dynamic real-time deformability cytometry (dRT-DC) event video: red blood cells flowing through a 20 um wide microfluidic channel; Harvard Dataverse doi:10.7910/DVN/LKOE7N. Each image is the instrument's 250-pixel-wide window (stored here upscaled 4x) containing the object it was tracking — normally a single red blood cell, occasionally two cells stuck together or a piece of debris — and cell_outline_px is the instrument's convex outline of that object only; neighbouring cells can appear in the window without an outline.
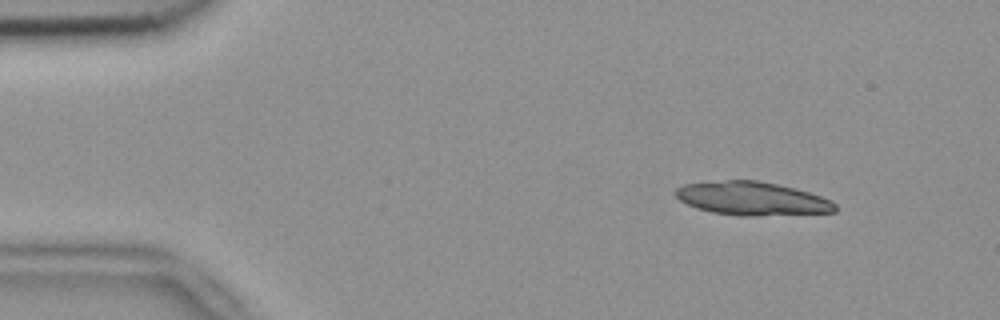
{"species": "common noctule bat (a hibernating species)", "species_latin": "Nyctalus noctula", "temperature_condition": "room temperature", "stored_images_in_passage": 8, "camera_frame_rate_fps": 3000, "um_per_image_px": 0.085, "animal": {"sex": "female", "body_mass_g": 18.4}, "frame": {"image": 1, "passage_image": 1, "time_ms": 0.0, "image_size_px": [1000, 320], "cell_outline_px": [[836, 212], [756, 216], [740, 216], [712, 212], [696, 208], [680, 200], [672, 192], [676, 188], [684, 184], [724, 180], [756, 180], [796, 188], [832, 200], [836, 204]], "centroid_in_image_um": [63.92, 16.88], "position_along_channel_um": 21.1, "area_um2": 31.21}}
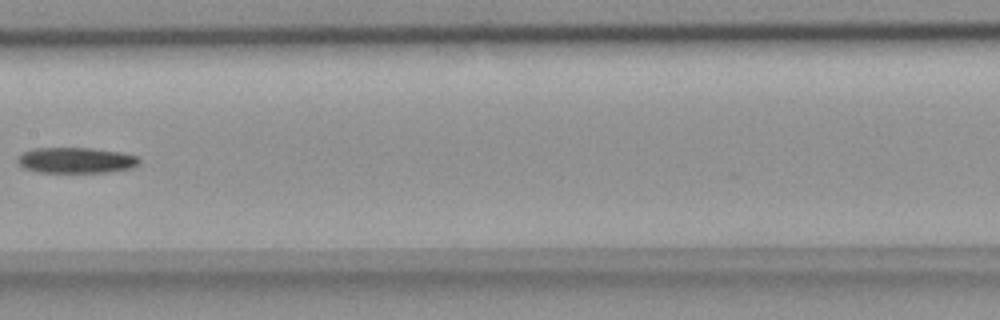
{"frame": {"image": 2, "passage_image": 7, "time_ms": 2.0, "image_size_px": [1000, 320], "cell_outline_px": [[140, 164], [132, 168], [108, 172], [36, 172], [24, 168], [16, 160], [24, 152], [32, 148], [92, 148], [120, 152], [136, 156], [140, 160]], "centroid_in_image_um": [6.47, 13.62], "position_along_channel_um": 200.9, "area_um2": 18.21}}
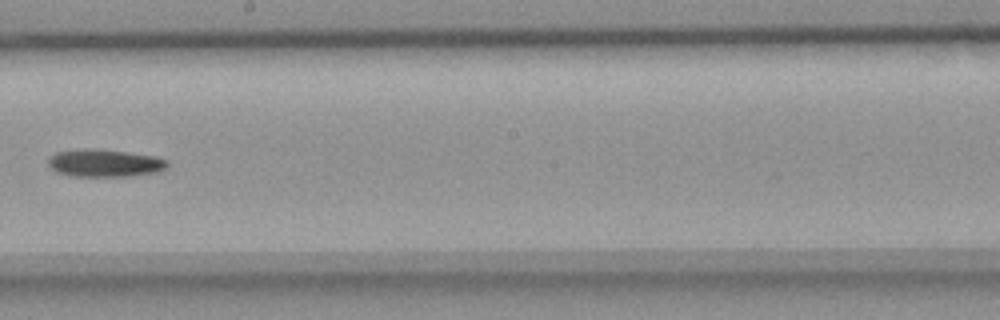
{"frame": {"image": 3, "passage_image": 8, "time_ms": 2.333, "image_size_px": [1000, 320], "cell_outline_px": [[168, 164], [164, 168], [156, 172], [128, 176], [72, 176], [56, 172], [48, 164], [48, 160], [56, 152], [84, 148], [92, 148], [156, 156], [168, 160]], "centroid_in_image_um": [8.88, 13.86], "position_along_channel_um": 239.3, "area_um2": 18.96}}